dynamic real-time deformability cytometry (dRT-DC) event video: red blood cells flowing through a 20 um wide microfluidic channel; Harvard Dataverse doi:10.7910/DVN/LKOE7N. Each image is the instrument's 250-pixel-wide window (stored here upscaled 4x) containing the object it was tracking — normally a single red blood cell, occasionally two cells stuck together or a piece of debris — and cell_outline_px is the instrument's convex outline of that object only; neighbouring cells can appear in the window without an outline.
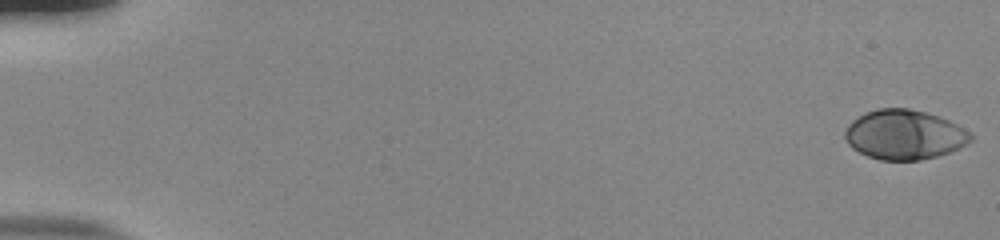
{"species": "human", "species_latin": "Homo sapiens", "temperature_condition": "room temperature", "stored_images_in_passage": 54, "camera_frame_rate_fps": 3000, "um_per_image_px": 0.085, "donor": {"sex": "male"}, "frame": {"image": 1, "passage_image": 1, "time_ms": 0.0, "image_size_px": [1000, 240], "cell_outline_px": [[972, 140], [960, 148], [936, 156], [920, 160], [880, 160], [868, 156], [852, 148], [848, 144], [844, 136], [844, 132], [848, 124], [852, 120], [864, 112], [880, 108], [908, 108], [928, 112], [940, 116], [972, 132]], "centroid_in_image_um": [76.87, 11.43], "position_along_channel_um": 8.1, "area_um2": 36.59}}
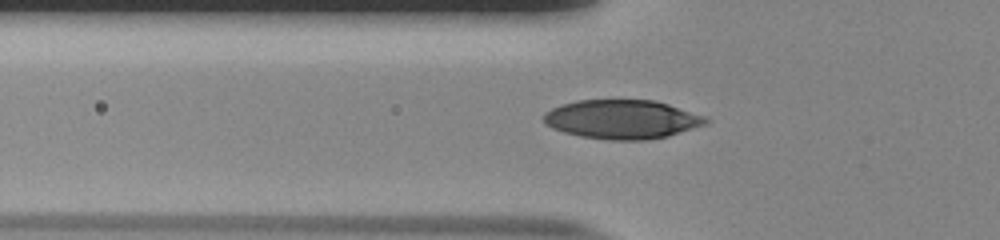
{"frame": {"image": 2, "passage_image": 20, "time_ms": 6.333, "image_size_px": [1000, 240], "cell_outline_px": [[708, 124], [668, 136], [648, 140], [608, 140], [580, 136], [564, 132], [552, 128], [544, 124], [544, 112], [560, 104], [576, 100], [656, 100], [704, 116], [708, 120]], "centroid_in_image_um": [52.85, 10.14], "position_along_channel_um": 72.9, "area_um2": 36.99}}
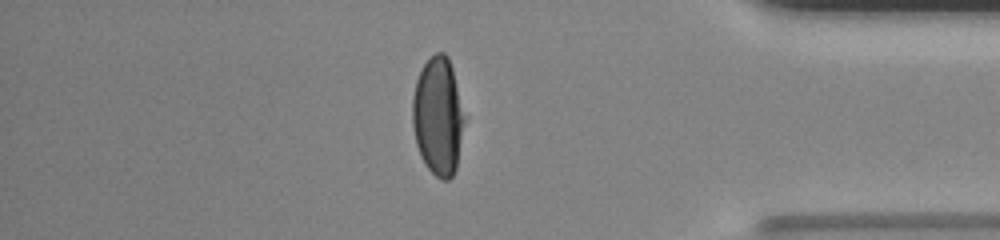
{"frame": {"image": 3, "passage_image": 47, "time_ms": 15.333, "image_size_px": [1000, 240], "cell_outline_px": [[468, 116], [456, 168], [452, 176], [448, 180], [440, 180], [424, 164], [420, 156], [416, 144], [412, 124], [412, 96], [416, 80], [424, 64], [436, 52], [444, 52], [448, 56]], "centroid_in_image_um": [37.28, 9.9], "position_along_channel_um": 397.9, "area_um2": 36.82}, "authors_computed_cell_mechanics": {"area_um2": 36.6452, "velocity_mm_per_s": 3.8685, "shape_relaxation_time_tau1_ms": 3.8387, "shape_relaxation_time_tau2_ms": null, "deformation_change_tau1": 0.1991, "deformation_change_tau2": null}}